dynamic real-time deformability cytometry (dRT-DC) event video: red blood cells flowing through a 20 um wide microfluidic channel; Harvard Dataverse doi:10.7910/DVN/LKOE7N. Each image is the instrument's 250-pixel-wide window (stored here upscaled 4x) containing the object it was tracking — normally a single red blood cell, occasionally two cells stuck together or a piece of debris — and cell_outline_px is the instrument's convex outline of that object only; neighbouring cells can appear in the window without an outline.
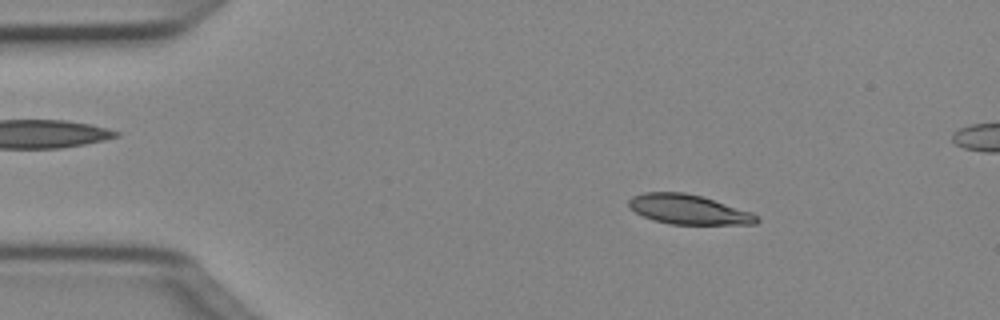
{"species": "Egyptian fruit bat (a non-hibernating species)", "species_latin": "Rousettus aegyptiacus", "temperature_condition": "cold", "stored_images_in_passage": 50, "segment_of_instrument_passage": [1, 2], "camera_frame_rate_fps": 3000, "um_per_image_px": 0.085, "animal": {"sex": "female"}, "frame": {"image": 1, "passage_image": 7, "time_ms": 2.0, "image_size_px": [1000, 320], "cell_outline_px": [[760, 220], [756, 224], [668, 224], [644, 216], [636, 212], [628, 204], [628, 200], [632, 196], [644, 192], [684, 192], [700, 196], [752, 212], [760, 216]], "centroid_in_image_um": [58.55, 17.8], "position_along_channel_um": 26.5, "area_um2": 21.91}}
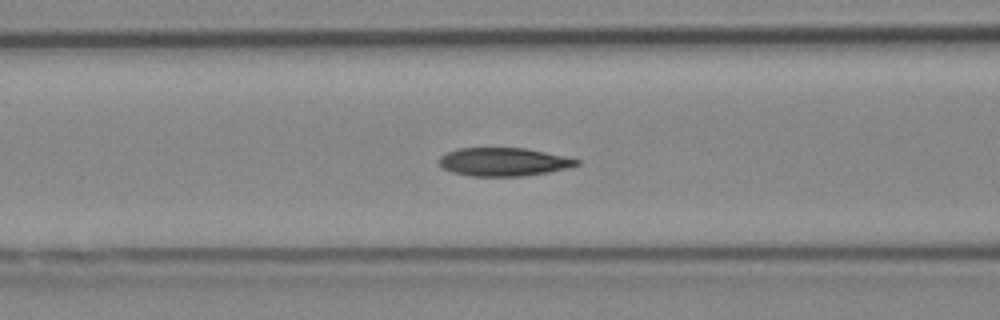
{"frame": {"image": 2, "passage_image": 19, "time_ms": 6.0, "image_size_px": [1000, 320], "cell_outline_px": [[580, 164], [568, 168], [548, 172], [524, 176], [472, 176], [452, 172], [444, 168], [440, 164], [440, 156], [456, 148], [524, 148], [564, 156], [580, 160]], "centroid_in_image_um": [42.81, 13.76], "position_along_channel_um": 123.8, "area_um2": 22.54}}
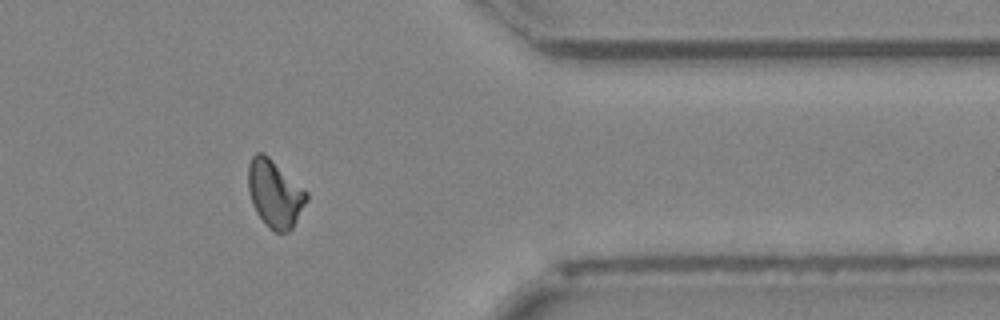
{"frame": {"image": 3, "passage_image": 40, "time_ms": 13.0, "image_size_px": [1000, 320], "cell_outline_px": [[308, 200], [292, 228], [288, 232], [276, 232], [256, 212], [252, 204], [248, 188], [248, 164], [252, 156], [256, 152], [260, 152], [268, 156], [308, 192]], "centroid_in_image_um": [23.36, 16.44], "position_along_channel_um": 388.0, "area_um2": 22.6}}